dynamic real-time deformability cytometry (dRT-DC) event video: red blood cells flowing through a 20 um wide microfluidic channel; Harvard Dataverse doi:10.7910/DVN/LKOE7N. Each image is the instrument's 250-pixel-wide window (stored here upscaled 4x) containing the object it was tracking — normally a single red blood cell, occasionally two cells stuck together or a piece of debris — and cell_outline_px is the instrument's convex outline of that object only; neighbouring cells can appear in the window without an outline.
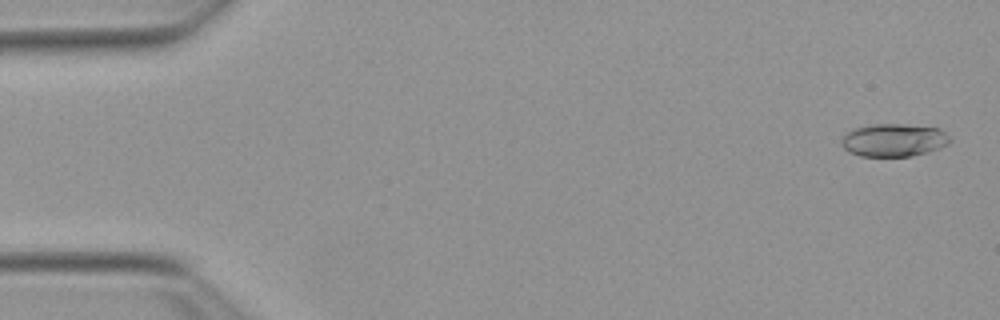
{"species": "Egyptian fruit bat (a non-hibernating species)", "species_latin": "Rousettus aegyptiacus", "temperature_condition": "warm", "stored_images_in_passage": 53, "camera_frame_rate_fps": 3000, "um_per_image_px": 0.085, "animal": {"sex": "female"}, "frame": {"image": 1, "passage_image": 2, "time_ms": 0.333, "image_size_px": [1000, 320], "cell_outline_px": [[952, 140], [948, 144], [940, 148], [928, 152], [912, 156], [860, 156], [848, 152], [840, 144], [840, 140], [848, 132], [856, 128], [872, 124], [904, 124], [940, 128]], "centroid_in_image_um": [75.98, 11.91], "position_along_channel_um": 9.0, "area_um2": 20.87}}
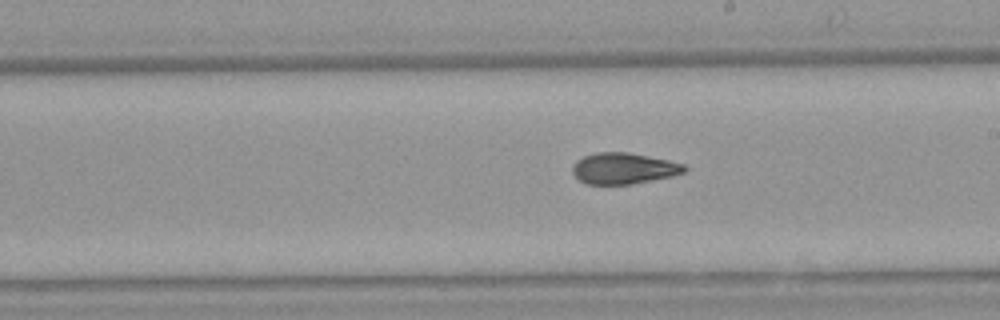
{"frame": {"image": 2, "passage_image": 30, "time_ms": 9.667, "image_size_px": [1000, 320], "cell_outline_px": [[688, 168], [684, 172], [672, 176], [632, 184], [584, 184], [572, 172], [572, 168], [576, 160], [584, 156], [596, 152], [628, 152], [668, 160], [684, 164]], "centroid_in_image_um": [53.0, 14.31], "position_along_channel_um": 236.0, "area_um2": 20.29}}
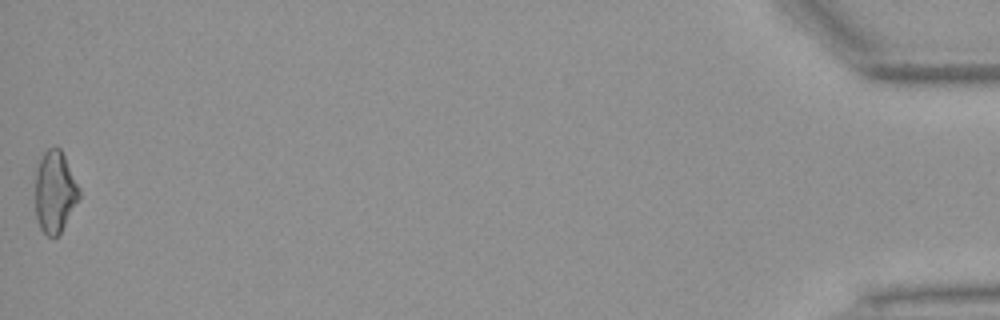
{"frame": {"image": 3, "passage_image": 53, "time_ms": 17.333, "image_size_px": [1000, 320], "cell_outline_px": [[80, 196], [60, 232], [56, 236], [48, 236], [40, 228], [36, 216], [36, 168], [44, 152], [48, 148], [60, 148], [80, 188]], "centroid_in_image_um": [4.66, 16.29], "position_along_channel_um": 430.5, "area_um2": 20.46}, "authors_computed_cell_mechanics": {"area_um2": 20.519, "velocity_mm_per_s": 3.8566, "shape_relaxation_time_tau1_ms": 9.4068, "shape_relaxation_time_tau2_ms": 2.8732, "deformation_change_tau1": 0.2205, "deformation_change_tau2": 0.0965}}